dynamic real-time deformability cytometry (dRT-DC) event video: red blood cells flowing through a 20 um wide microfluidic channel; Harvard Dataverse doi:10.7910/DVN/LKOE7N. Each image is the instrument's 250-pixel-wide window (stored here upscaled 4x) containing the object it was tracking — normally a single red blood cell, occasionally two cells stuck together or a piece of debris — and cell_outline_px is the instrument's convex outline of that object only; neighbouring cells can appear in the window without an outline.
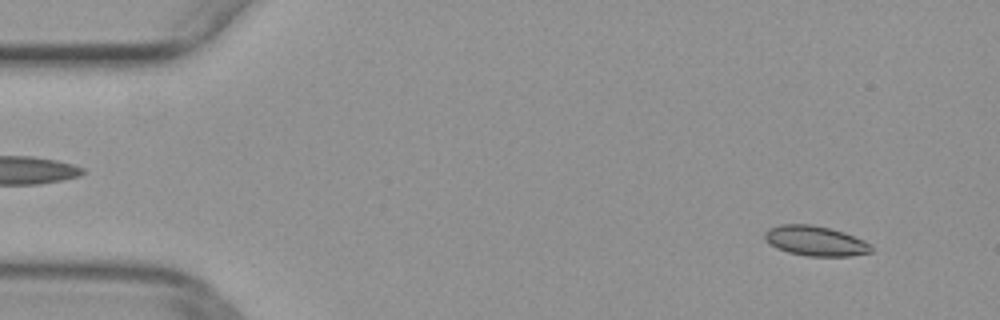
{"species": "common noctule bat (a hibernating species)", "species_latin": "Nyctalus noctula", "temperature_condition": "warm", "stored_images_in_passage": 51, "camera_frame_rate_fps": 3000, "um_per_image_px": 0.085, "animal": {"sex": "female", "body_mass_g": 29.2, "forearm_length_mm": 56.3}, "frame": {"image": 1, "passage_image": 5, "time_ms": 1.333, "image_size_px": [1000, 320], "cell_outline_px": [[872, 252], [848, 256], [804, 256], [788, 252], [776, 248], [764, 240], [764, 232], [768, 228], [780, 224], [812, 224], [844, 232], [864, 240], [872, 244]], "centroid_in_image_um": [69.28, 20.47], "position_along_channel_um": 15.7, "area_um2": 18.79}}
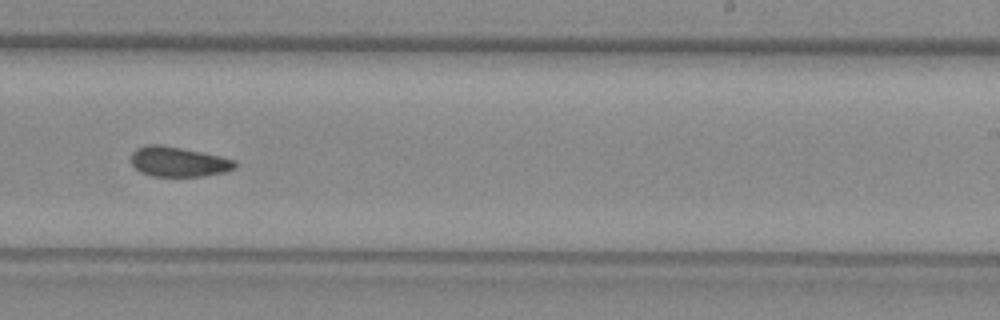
{"frame": {"image": 2, "passage_image": 32, "time_ms": 10.333, "image_size_px": [1000, 320], "cell_outline_px": [[236, 168], [228, 172], [204, 176], [152, 176], [140, 172], [132, 164], [132, 152], [136, 148], [148, 144], [160, 144], [220, 156], [236, 160]], "centroid_in_image_um": [15.19, 13.75], "position_along_channel_um": 273.8, "area_um2": 18.15}}
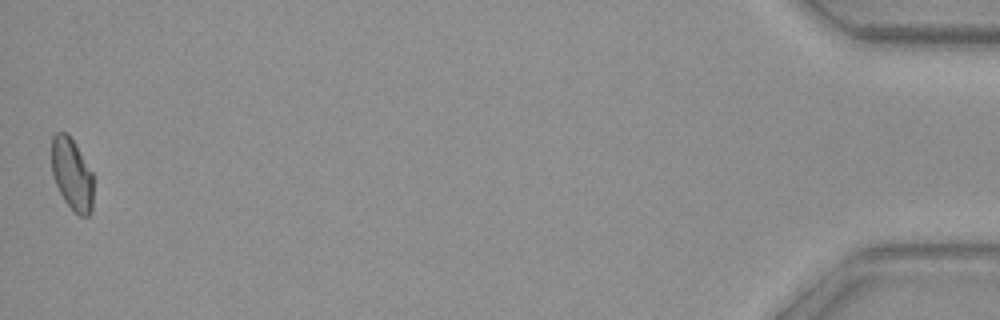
{"frame": {"image": 3, "passage_image": 51, "time_ms": 16.667, "image_size_px": [1000, 320], "cell_outline_px": [[92, 212], [88, 216], [80, 216], [64, 200], [52, 176], [52, 136], [56, 132], [64, 132], [72, 140], [92, 172]], "centroid_in_image_um": [6.1, 14.83], "position_along_channel_um": 429.1, "area_um2": 17.11}}